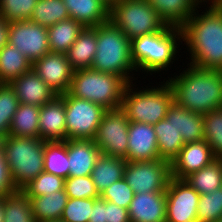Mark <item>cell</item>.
<instances>
[{"instance_id":"6da1fadb","label":"cell","mask_w":222,"mask_h":222,"mask_svg":"<svg viewBox=\"0 0 222 222\" xmlns=\"http://www.w3.org/2000/svg\"><path fill=\"white\" fill-rule=\"evenodd\" d=\"M181 29L182 48L189 52L188 64L222 71V10L218 5L215 2H203Z\"/></svg>"},{"instance_id":"7a4b0ae2","label":"cell","mask_w":222,"mask_h":222,"mask_svg":"<svg viewBox=\"0 0 222 222\" xmlns=\"http://www.w3.org/2000/svg\"><path fill=\"white\" fill-rule=\"evenodd\" d=\"M166 82L171 86L174 101L192 112L205 114L222 108V71L202 69L187 63ZM183 70L182 72H180ZM178 74V75H177Z\"/></svg>"},{"instance_id":"3957f363","label":"cell","mask_w":222,"mask_h":222,"mask_svg":"<svg viewBox=\"0 0 222 222\" xmlns=\"http://www.w3.org/2000/svg\"><path fill=\"white\" fill-rule=\"evenodd\" d=\"M182 43L181 27L172 25H167L159 32L132 39L130 41L131 57L137 72L156 76L157 74L162 75L161 72L164 74L173 69L175 61H181L179 53L182 50L180 45L183 47ZM179 58L180 60H178Z\"/></svg>"},{"instance_id":"277c9868","label":"cell","mask_w":222,"mask_h":222,"mask_svg":"<svg viewBox=\"0 0 222 222\" xmlns=\"http://www.w3.org/2000/svg\"><path fill=\"white\" fill-rule=\"evenodd\" d=\"M96 37V54L91 68L118 75L128 83L138 80V76L135 77L137 70L131 57L130 40L126 35L109 19L96 26Z\"/></svg>"},{"instance_id":"5b68a950","label":"cell","mask_w":222,"mask_h":222,"mask_svg":"<svg viewBox=\"0 0 222 222\" xmlns=\"http://www.w3.org/2000/svg\"><path fill=\"white\" fill-rule=\"evenodd\" d=\"M136 83V81L134 84L128 83L122 99L121 108L125 111L128 120L155 125L165 119L174 101L171 86L165 79L160 84L156 81L155 84L158 86L147 85L146 88L144 86L139 88Z\"/></svg>"},{"instance_id":"8992f818","label":"cell","mask_w":222,"mask_h":222,"mask_svg":"<svg viewBox=\"0 0 222 222\" xmlns=\"http://www.w3.org/2000/svg\"><path fill=\"white\" fill-rule=\"evenodd\" d=\"M127 85L128 82L118 75L87 68L73 72L68 92L108 110L121 107Z\"/></svg>"},{"instance_id":"52a82bcc","label":"cell","mask_w":222,"mask_h":222,"mask_svg":"<svg viewBox=\"0 0 222 222\" xmlns=\"http://www.w3.org/2000/svg\"><path fill=\"white\" fill-rule=\"evenodd\" d=\"M45 142L41 138L11 135L0 142L17 189H22L44 171Z\"/></svg>"},{"instance_id":"ba28073f","label":"cell","mask_w":222,"mask_h":222,"mask_svg":"<svg viewBox=\"0 0 222 222\" xmlns=\"http://www.w3.org/2000/svg\"><path fill=\"white\" fill-rule=\"evenodd\" d=\"M109 19L130 41L167 26L147 0H118L110 8Z\"/></svg>"},{"instance_id":"9c48e42d","label":"cell","mask_w":222,"mask_h":222,"mask_svg":"<svg viewBox=\"0 0 222 222\" xmlns=\"http://www.w3.org/2000/svg\"><path fill=\"white\" fill-rule=\"evenodd\" d=\"M66 140H93L106 109L64 93Z\"/></svg>"},{"instance_id":"30bf717a","label":"cell","mask_w":222,"mask_h":222,"mask_svg":"<svg viewBox=\"0 0 222 222\" xmlns=\"http://www.w3.org/2000/svg\"><path fill=\"white\" fill-rule=\"evenodd\" d=\"M129 123L121 107L105 111L93 139L101 154L127 158Z\"/></svg>"},{"instance_id":"8fae6325","label":"cell","mask_w":222,"mask_h":222,"mask_svg":"<svg viewBox=\"0 0 222 222\" xmlns=\"http://www.w3.org/2000/svg\"><path fill=\"white\" fill-rule=\"evenodd\" d=\"M123 178L134 194L165 192L171 178L170 162L163 159L126 162Z\"/></svg>"},{"instance_id":"7c38bea8","label":"cell","mask_w":222,"mask_h":222,"mask_svg":"<svg viewBox=\"0 0 222 222\" xmlns=\"http://www.w3.org/2000/svg\"><path fill=\"white\" fill-rule=\"evenodd\" d=\"M8 43L32 63L50 52L47 28L30 20L9 22Z\"/></svg>"},{"instance_id":"4fadbf2b","label":"cell","mask_w":222,"mask_h":222,"mask_svg":"<svg viewBox=\"0 0 222 222\" xmlns=\"http://www.w3.org/2000/svg\"><path fill=\"white\" fill-rule=\"evenodd\" d=\"M165 193L166 222L197 221L200 194L185 179L171 177Z\"/></svg>"},{"instance_id":"5bb4252c","label":"cell","mask_w":222,"mask_h":222,"mask_svg":"<svg viewBox=\"0 0 222 222\" xmlns=\"http://www.w3.org/2000/svg\"><path fill=\"white\" fill-rule=\"evenodd\" d=\"M32 69L57 95L69 91L74 70L66 54L48 52L32 63Z\"/></svg>"},{"instance_id":"9a60e30c","label":"cell","mask_w":222,"mask_h":222,"mask_svg":"<svg viewBox=\"0 0 222 222\" xmlns=\"http://www.w3.org/2000/svg\"><path fill=\"white\" fill-rule=\"evenodd\" d=\"M215 159L206 140L185 143L179 154L170 163L171 177L185 179Z\"/></svg>"},{"instance_id":"2e32d148","label":"cell","mask_w":222,"mask_h":222,"mask_svg":"<svg viewBox=\"0 0 222 222\" xmlns=\"http://www.w3.org/2000/svg\"><path fill=\"white\" fill-rule=\"evenodd\" d=\"M161 159L153 125L130 121L128 129L127 162Z\"/></svg>"},{"instance_id":"e0dca14e","label":"cell","mask_w":222,"mask_h":222,"mask_svg":"<svg viewBox=\"0 0 222 222\" xmlns=\"http://www.w3.org/2000/svg\"><path fill=\"white\" fill-rule=\"evenodd\" d=\"M39 138L46 142L66 140L64 94L40 107Z\"/></svg>"},{"instance_id":"ac0fdd59","label":"cell","mask_w":222,"mask_h":222,"mask_svg":"<svg viewBox=\"0 0 222 222\" xmlns=\"http://www.w3.org/2000/svg\"><path fill=\"white\" fill-rule=\"evenodd\" d=\"M9 85L14 90L18 101L23 104L41 107L57 96L33 69L12 80Z\"/></svg>"},{"instance_id":"d6986e66","label":"cell","mask_w":222,"mask_h":222,"mask_svg":"<svg viewBox=\"0 0 222 222\" xmlns=\"http://www.w3.org/2000/svg\"><path fill=\"white\" fill-rule=\"evenodd\" d=\"M130 222H166V193H136L130 203Z\"/></svg>"},{"instance_id":"ffe728a7","label":"cell","mask_w":222,"mask_h":222,"mask_svg":"<svg viewBox=\"0 0 222 222\" xmlns=\"http://www.w3.org/2000/svg\"><path fill=\"white\" fill-rule=\"evenodd\" d=\"M69 176H90L101 154L93 140H67Z\"/></svg>"},{"instance_id":"44dd1931","label":"cell","mask_w":222,"mask_h":222,"mask_svg":"<svg viewBox=\"0 0 222 222\" xmlns=\"http://www.w3.org/2000/svg\"><path fill=\"white\" fill-rule=\"evenodd\" d=\"M165 119L180 131L184 143L204 140L203 114L187 110L173 101Z\"/></svg>"},{"instance_id":"7402d4cb","label":"cell","mask_w":222,"mask_h":222,"mask_svg":"<svg viewBox=\"0 0 222 222\" xmlns=\"http://www.w3.org/2000/svg\"><path fill=\"white\" fill-rule=\"evenodd\" d=\"M70 18L84 27H96L109 20L110 8L101 0H63Z\"/></svg>"},{"instance_id":"603a6c76","label":"cell","mask_w":222,"mask_h":222,"mask_svg":"<svg viewBox=\"0 0 222 222\" xmlns=\"http://www.w3.org/2000/svg\"><path fill=\"white\" fill-rule=\"evenodd\" d=\"M96 45V27H85L66 53L67 60L74 71L91 68L96 54Z\"/></svg>"},{"instance_id":"cb8c5ba5","label":"cell","mask_w":222,"mask_h":222,"mask_svg":"<svg viewBox=\"0 0 222 222\" xmlns=\"http://www.w3.org/2000/svg\"><path fill=\"white\" fill-rule=\"evenodd\" d=\"M167 25L181 27L203 3L202 0H147Z\"/></svg>"},{"instance_id":"d4e9b609","label":"cell","mask_w":222,"mask_h":222,"mask_svg":"<svg viewBox=\"0 0 222 222\" xmlns=\"http://www.w3.org/2000/svg\"><path fill=\"white\" fill-rule=\"evenodd\" d=\"M126 160L105 154H100L92 170L93 183L99 194L112 183L123 178Z\"/></svg>"},{"instance_id":"484cf974","label":"cell","mask_w":222,"mask_h":222,"mask_svg":"<svg viewBox=\"0 0 222 222\" xmlns=\"http://www.w3.org/2000/svg\"><path fill=\"white\" fill-rule=\"evenodd\" d=\"M29 199L36 222H46L61 219L69 198L64 189L44 196L29 197Z\"/></svg>"},{"instance_id":"4316f807","label":"cell","mask_w":222,"mask_h":222,"mask_svg":"<svg viewBox=\"0 0 222 222\" xmlns=\"http://www.w3.org/2000/svg\"><path fill=\"white\" fill-rule=\"evenodd\" d=\"M32 69V62L7 43L0 50V84H9Z\"/></svg>"},{"instance_id":"83f0119b","label":"cell","mask_w":222,"mask_h":222,"mask_svg":"<svg viewBox=\"0 0 222 222\" xmlns=\"http://www.w3.org/2000/svg\"><path fill=\"white\" fill-rule=\"evenodd\" d=\"M85 27L68 18L47 28L50 52L66 54Z\"/></svg>"},{"instance_id":"f1b7e54d","label":"cell","mask_w":222,"mask_h":222,"mask_svg":"<svg viewBox=\"0 0 222 222\" xmlns=\"http://www.w3.org/2000/svg\"><path fill=\"white\" fill-rule=\"evenodd\" d=\"M153 127L158 143L159 156L171 163L185 144L181 133L171 121L166 119L160 120Z\"/></svg>"},{"instance_id":"f546056e","label":"cell","mask_w":222,"mask_h":222,"mask_svg":"<svg viewBox=\"0 0 222 222\" xmlns=\"http://www.w3.org/2000/svg\"><path fill=\"white\" fill-rule=\"evenodd\" d=\"M40 107L20 103L16 110L8 135L39 138Z\"/></svg>"},{"instance_id":"4dcf8cb0","label":"cell","mask_w":222,"mask_h":222,"mask_svg":"<svg viewBox=\"0 0 222 222\" xmlns=\"http://www.w3.org/2000/svg\"><path fill=\"white\" fill-rule=\"evenodd\" d=\"M185 180L200 195L212 193L222 187V159L216 158L206 167L191 173Z\"/></svg>"},{"instance_id":"1f68e13d","label":"cell","mask_w":222,"mask_h":222,"mask_svg":"<svg viewBox=\"0 0 222 222\" xmlns=\"http://www.w3.org/2000/svg\"><path fill=\"white\" fill-rule=\"evenodd\" d=\"M44 171L60 176L69 177V158L67 140L45 142L44 145Z\"/></svg>"},{"instance_id":"d6a6232c","label":"cell","mask_w":222,"mask_h":222,"mask_svg":"<svg viewBox=\"0 0 222 222\" xmlns=\"http://www.w3.org/2000/svg\"><path fill=\"white\" fill-rule=\"evenodd\" d=\"M4 222H36L30 199L21 189L4 196Z\"/></svg>"},{"instance_id":"836d02e7","label":"cell","mask_w":222,"mask_h":222,"mask_svg":"<svg viewBox=\"0 0 222 222\" xmlns=\"http://www.w3.org/2000/svg\"><path fill=\"white\" fill-rule=\"evenodd\" d=\"M70 18L63 0H38L30 21L45 28Z\"/></svg>"},{"instance_id":"e575fe53","label":"cell","mask_w":222,"mask_h":222,"mask_svg":"<svg viewBox=\"0 0 222 222\" xmlns=\"http://www.w3.org/2000/svg\"><path fill=\"white\" fill-rule=\"evenodd\" d=\"M204 140L215 158L222 159V108L203 114Z\"/></svg>"},{"instance_id":"d590c367","label":"cell","mask_w":222,"mask_h":222,"mask_svg":"<svg viewBox=\"0 0 222 222\" xmlns=\"http://www.w3.org/2000/svg\"><path fill=\"white\" fill-rule=\"evenodd\" d=\"M20 102L9 84H0V142L8 136L13 116Z\"/></svg>"},{"instance_id":"8d00e7d4","label":"cell","mask_w":222,"mask_h":222,"mask_svg":"<svg viewBox=\"0 0 222 222\" xmlns=\"http://www.w3.org/2000/svg\"><path fill=\"white\" fill-rule=\"evenodd\" d=\"M65 179L43 171L35 179L31 180L21 190L28 197H39L53 192L64 190Z\"/></svg>"},{"instance_id":"74e56055","label":"cell","mask_w":222,"mask_h":222,"mask_svg":"<svg viewBox=\"0 0 222 222\" xmlns=\"http://www.w3.org/2000/svg\"><path fill=\"white\" fill-rule=\"evenodd\" d=\"M222 218V187L209 194H201L197 206L198 222H219Z\"/></svg>"},{"instance_id":"f35d334b","label":"cell","mask_w":222,"mask_h":222,"mask_svg":"<svg viewBox=\"0 0 222 222\" xmlns=\"http://www.w3.org/2000/svg\"><path fill=\"white\" fill-rule=\"evenodd\" d=\"M38 0H0V16L7 22L30 20Z\"/></svg>"},{"instance_id":"ab89813d","label":"cell","mask_w":222,"mask_h":222,"mask_svg":"<svg viewBox=\"0 0 222 222\" xmlns=\"http://www.w3.org/2000/svg\"><path fill=\"white\" fill-rule=\"evenodd\" d=\"M64 189L68 198H100V194L93 183L91 175L84 177H67L65 179Z\"/></svg>"},{"instance_id":"60d3db41","label":"cell","mask_w":222,"mask_h":222,"mask_svg":"<svg viewBox=\"0 0 222 222\" xmlns=\"http://www.w3.org/2000/svg\"><path fill=\"white\" fill-rule=\"evenodd\" d=\"M96 199L98 198H69L61 220L65 222H88Z\"/></svg>"},{"instance_id":"b9f144b4","label":"cell","mask_w":222,"mask_h":222,"mask_svg":"<svg viewBox=\"0 0 222 222\" xmlns=\"http://www.w3.org/2000/svg\"><path fill=\"white\" fill-rule=\"evenodd\" d=\"M133 196L134 192L124 178L112 183L100 193L101 199L110 201L126 209H129Z\"/></svg>"},{"instance_id":"7bdbcfd3","label":"cell","mask_w":222,"mask_h":222,"mask_svg":"<svg viewBox=\"0 0 222 222\" xmlns=\"http://www.w3.org/2000/svg\"><path fill=\"white\" fill-rule=\"evenodd\" d=\"M18 189L14 185L8 164L5 159L4 149L0 143V198L11 194Z\"/></svg>"},{"instance_id":"ee69618b","label":"cell","mask_w":222,"mask_h":222,"mask_svg":"<svg viewBox=\"0 0 222 222\" xmlns=\"http://www.w3.org/2000/svg\"><path fill=\"white\" fill-rule=\"evenodd\" d=\"M106 222H130L128 209L106 200Z\"/></svg>"},{"instance_id":"f6af8a7d","label":"cell","mask_w":222,"mask_h":222,"mask_svg":"<svg viewBox=\"0 0 222 222\" xmlns=\"http://www.w3.org/2000/svg\"><path fill=\"white\" fill-rule=\"evenodd\" d=\"M88 222H106V200L98 198L94 201Z\"/></svg>"},{"instance_id":"bcb514c9","label":"cell","mask_w":222,"mask_h":222,"mask_svg":"<svg viewBox=\"0 0 222 222\" xmlns=\"http://www.w3.org/2000/svg\"><path fill=\"white\" fill-rule=\"evenodd\" d=\"M9 22L0 16V50L8 43Z\"/></svg>"},{"instance_id":"7dc6e473","label":"cell","mask_w":222,"mask_h":222,"mask_svg":"<svg viewBox=\"0 0 222 222\" xmlns=\"http://www.w3.org/2000/svg\"><path fill=\"white\" fill-rule=\"evenodd\" d=\"M0 222H4V197L0 198Z\"/></svg>"},{"instance_id":"c3c4849f","label":"cell","mask_w":222,"mask_h":222,"mask_svg":"<svg viewBox=\"0 0 222 222\" xmlns=\"http://www.w3.org/2000/svg\"><path fill=\"white\" fill-rule=\"evenodd\" d=\"M104 2L109 8H111L118 0H101Z\"/></svg>"},{"instance_id":"681fc988","label":"cell","mask_w":222,"mask_h":222,"mask_svg":"<svg viewBox=\"0 0 222 222\" xmlns=\"http://www.w3.org/2000/svg\"><path fill=\"white\" fill-rule=\"evenodd\" d=\"M215 3L222 10V0H216Z\"/></svg>"},{"instance_id":"f907efd6","label":"cell","mask_w":222,"mask_h":222,"mask_svg":"<svg viewBox=\"0 0 222 222\" xmlns=\"http://www.w3.org/2000/svg\"><path fill=\"white\" fill-rule=\"evenodd\" d=\"M203 2H215L216 0H202Z\"/></svg>"},{"instance_id":"816d5d0a","label":"cell","mask_w":222,"mask_h":222,"mask_svg":"<svg viewBox=\"0 0 222 222\" xmlns=\"http://www.w3.org/2000/svg\"><path fill=\"white\" fill-rule=\"evenodd\" d=\"M46 222H65V221H62V220L60 219V220H55V221H46Z\"/></svg>"}]
</instances>
